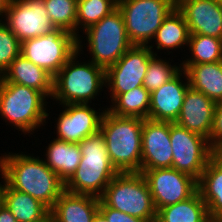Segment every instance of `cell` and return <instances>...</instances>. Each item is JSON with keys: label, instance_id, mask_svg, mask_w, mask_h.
I'll return each instance as SVG.
<instances>
[{"label": "cell", "instance_id": "1", "mask_svg": "<svg viewBox=\"0 0 222 222\" xmlns=\"http://www.w3.org/2000/svg\"><path fill=\"white\" fill-rule=\"evenodd\" d=\"M0 171L9 187L31 195L49 209L65 191L63 180L33 153H1Z\"/></svg>", "mask_w": 222, "mask_h": 222}, {"label": "cell", "instance_id": "2", "mask_svg": "<svg viewBox=\"0 0 222 222\" xmlns=\"http://www.w3.org/2000/svg\"><path fill=\"white\" fill-rule=\"evenodd\" d=\"M80 55L77 50L53 77V94L50 100L59 106L91 104L92 100L99 99L101 91L106 88V70L92 61H81Z\"/></svg>", "mask_w": 222, "mask_h": 222}, {"label": "cell", "instance_id": "3", "mask_svg": "<svg viewBox=\"0 0 222 222\" xmlns=\"http://www.w3.org/2000/svg\"><path fill=\"white\" fill-rule=\"evenodd\" d=\"M47 100L40 91L9 83L0 76V119L24 136L30 137L47 125L46 120L50 116L48 107H51Z\"/></svg>", "mask_w": 222, "mask_h": 222}, {"label": "cell", "instance_id": "4", "mask_svg": "<svg viewBox=\"0 0 222 222\" xmlns=\"http://www.w3.org/2000/svg\"><path fill=\"white\" fill-rule=\"evenodd\" d=\"M143 122V118L117 116L107 109L104 112L100 132L110 162L118 172L141 171Z\"/></svg>", "mask_w": 222, "mask_h": 222}, {"label": "cell", "instance_id": "5", "mask_svg": "<svg viewBox=\"0 0 222 222\" xmlns=\"http://www.w3.org/2000/svg\"><path fill=\"white\" fill-rule=\"evenodd\" d=\"M79 146L81 161L73 175L65 182V190L100 198L107 185L119 172L110 162L100 131L84 138Z\"/></svg>", "mask_w": 222, "mask_h": 222}, {"label": "cell", "instance_id": "6", "mask_svg": "<svg viewBox=\"0 0 222 222\" xmlns=\"http://www.w3.org/2000/svg\"><path fill=\"white\" fill-rule=\"evenodd\" d=\"M82 33L86 36L79 35L78 51L80 54H84L83 49L87 47V52L89 51L88 54L91 55L89 56L91 59L88 60L105 70L115 64L133 46L128 38L123 15L118 7ZM84 38L85 40H83Z\"/></svg>", "mask_w": 222, "mask_h": 222}, {"label": "cell", "instance_id": "7", "mask_svg": "<svg viewBox=\"0 0 222 222\" xmlns=\"http://www.w3.org/2000/svg\"><path fill=\"white\" fill-rule=\"evenodd\" d=\"M100 200L112 209L156 222L157 211L141 172H119L107 185Z\"/></svg>", "mask_w": 222, "mask_h": 222}, {"label": "cell", "instance_id": "8", "mask_svg": "<svg viewBox=\"0 0 222 222\" xmlns=\"http://www.w3.org/2000/svg\"><path fill=\"white\" fill-rule=\"evenodd\" d=\"M129 40L148 46L163 20L176 8V0H118Z\"/></svg>", "mask_w": 222, "mask_h": 222}, {"label": "cell", "instance_id": "9", "mask_svg": "<svg viewBox=\"0 0 222 222\" xmlns=\"http://www.w3.org/2000/svg\"><path fill=\"white\" fill-rule=\"evenodd\" d=\"M78 38L63 29L21 43V54L52 77L78 50Z\"/></svg>", "mask_w": 222, "mask_h": 222}, {"label": "cell", "instance_id": "10", "mask_svg": "<svg viewBox=\"0 0 222 222\" xmlns=\"http://www.w3.org/2000/svg\"><path fill=\"white\" fill-rule=\"evenodd\" d=\"M170 141L173 150L172 168L198 181L206 165L213 158V149L208 139L175 122H170Z\"/></svg>", "mask_w": 222, "mask_h": 222}, {"label": "cell", "instance_id": "11", "mask_svg": "<svg viewBox=\"0 0 222 222\" xmlns=\"http://www.w3.org/2000/svg\"><path fill=\"white\" fill-rule=\"evenodd\" d=\"M154 56L148 46L133 45L106 69V88L111 101L119 94L143 86L149 61Z\"/></svg>", "mask_w": 222, "mask_h": 222}, {"label": "cell", "instance_id": "12", "mask_svg": "<svg viewBox=\"0 0 222 222\" xmlns=\"http://www.w3.org/2000/svg\"><path fill=\"white\" fill-rule=\"evenodd\" d=\"M152 195L156 211L191 197L197 190V180L175 168H158L142 172Z\"/></svg>", "mask_w": 222, "mask_h": 222}, {"label": "cell", "instance_id": "13", "mask_svg": "<svg viewBox=\"0 0 222 222\" xmlns=\"http://www.w3.org/2000/svg\"><path fill=\"white\" fill-rule=\"evenodd\" d=\"M1 20L21 43L56 29L48 16L44 0H12Z\"/></svg>", "mask_w": 222, "mask_h": 222}, {"label": "cell", "instance_id": "14", "mask_svg": "<svg viewBox=\"0 0 222 222\" xmlns=\"http://www.w3.org/2000/svg\"><path fill=\"white\" fill-rule=\"evenodd\" d=\"M94 106V102L61 105L63 109L59 110L58 118L55 117L56 138L70 143H80L84 138L98 133L107 106L102 105L101 109L97 110Z\"/></svg>", "mask_w": 222, "mask_h": 222}, {"label": "cell", "instance_id": "15", "mask_svg": "<svg viewBox=\"0 0 222 222\" xmlns=\"http://www.w3.org/2000/svg\"><path fill=\"white\" fill-rule=\"evenodd\" d=\"M172 151L170 122L144 119L140 172L158 168H171L173 161Z\"/></svg>", "mask_w": 222, "mask_h": 222}, {"label": "cell", "instance_id": "16", "mask_svg": "<svg viewBox=\"0 0 222 222\" xmlns=\"http://www.w3.org/2000/svg\"><path fill=\"white\" fill-rule=\"evenodd\" d=\"M189 87L188 76L185 70L181 69L172 79L150 93L148 119L176 122L181 112L185 93Z\"/></svg>", "mask_w": 222, "mask_h": 222}, {"label": "cell", "instance_id": "17", "mask_svg": "<svg viewBox=\"0 0 222 222\" xmlns=\"http://www.w3.org/2000/svg\"><path fill=\"white\" fill-rule=\"evenodd\" d=\"M190 34L222 39V7L217 0H176Z\"/></svg>", "mask_w": 222, "mask_h": 222}, {"label": "cell", "instance_id": "18", "mask_svg": "<svg viewBox=\"0 0 222 222\" xmlns=\"http://www.w3.org/2000/svg\"><path fill=\"white\" fill-rule=\"evenodd\" d=\"M215 106V101L189 87L175 123L208 139L212 130Z\"/></svg>", "mask_w": 222, "mask_h": 222}, {"label": "cell", "instance_id": "19", "mask_svg": "<svg viewBox=\"0 0 222 222\" xmlns=\"http://www.w3.org/2000/svg\"><path fill=\"white\" fill-rule=\"evenodd\" d=\"M189 37L190 31L188 25L185 22L182 13L175 8L163 20L162 25L156 31V34L148 47L156 56H158V52L161 50H164V54L168 53L167 55H170V53L173 54L172 51H176V49L179 51V48L182 51L185 48L187 50ZM154 47L156 48L155 50L153 49Z\"/></svg>", "mask_w": 222, "mask_h": 222}, {"label": "cell", "instance_id": "20", "mask_svg": "<svg viewBox=\"0 0 222 222\" xmlns=\"http://www.w3.org/2000/svg\"><path fill=\"white\" fill-rule=\"evenodd\" d=\"M100 198L64 191L50 212L56 222H92L99 210Z\"/></svg>", "mask_w": 222, "mask_h": 222}, {"label": "cell", "instance_id": "21", "mask_svg": "<svg viewBox=\"0 0 222 222\" xmlns=\"http://www.w3.org/2000/svg\"><path fill=\"white\" fill-rule=\"evenodd\" d=\"M2 77L9 83H16L40 91L48 100L52 97L53 77L22 54L12 61Z\"/></svg>", "mask_w": 222, "mask_h": 222}, {"label": "cell", "instance_id": "22", "mask_svg": "<svg viewBox=\"0 0 222 222\" xmlns=\"http://www.w3.org/2000/svg\"><path fill=\"white\" fill-rule=\"evenodd\" d=\"M49 142L42 159L65 183L80 164L82 154L79 143L66 142L55 136Z\"/></svg>", "mask_w": 222, "mask_h": 222}, {"label": "cell", "instance_id": "23", "mask_svg": "<svg viewBox=\"0 0 222 222\" xmlns=\"http://www.w3.org/2000/svg\"><path fill=\"white\" fill-rule=\"evenodd\" d=\"M189 85L215 102L222 101V61L203 64H181Z\"/></svg>", "mask_w": 222, "mask_h": 222}, {"label": "cell", "instance_id": "24", "mask_svg": "<svg viewBox=\"0 0 222 222\" xmlns=\"http://www.w3.org/2000/svg\"><path fill=\"white\" fill-rule=\"evenodd\" d=\"M197 186L209 217L212 221H222V166L214 158L206 165Z\"/></svg>", "mask_w": 222, "mask_h": 222}, {"label": "cell", "instance_id": "25", "mask_svg": "<svg viewBox=\"0 0 222 222\" xmlns=\"http://www.w3.org/2000/svg\"><path fill=\"white\" fill-rule=\"evenodd\" d=\"M156 222H212L206 203L197 190L191 197L157 211Z\"/></svg>", "mask_w": 222, "mask_h": 222}, {"label": "cell", "instance_id": "26", "mask_svg": "<svg viewBox=\"0 0 222 222\" xmlns=\"http://www.w3.org/2000/svg\"><path fill=\"white\" fill-rule=\"evenodd\" d=\"M3 204L10 210L17 222H35L45 217L50 209L31 195L6 185Z\"/></svg>", "mask_w": 222, "mask_h": 222}, {"label": "cell", "instance_id": "27", "mask_svg": "<svg viewBox=\"0 0 222 222\" xmlns=\"http://www.w3.org/2000/svg\"><path fill=\"white\" fill-rule=\"evenodd\" d=\"M106 109L117 116L139 117L148 119L150 92L139 86L131 91L117 95Z\"/></svg>", "mask_w": 222, "mask_h": 222}, {"label": "cell", "instance_id": "28", "mask_svg": "<svg viewBox=\"0 0 222 222\" xmlns=\"http://www.w3.org/2000/svg\"><path fill=\"white\" fill-rule=\"evenodd\" d=\"M189 55L180 64H203L222 61V39L201 34H190Z\"/></svg>", "mask_w": 222, "mask_h": 222}, {"label": "cell", "instance_id": "29", "mask_svg": "<svg viewBox=\"0 0 222 222\" xmlns=\"http://www.w3.org/2000/svg\"><path fill=\"white\" fill-rule=\"evenodd\" d=\"M117 2L118 0H77V38L80 32L114 11Z\"/></svg>", "mask_w": 222, "mask_h": 222}, {"label": "cell", "instance_id": "30", "mask_svg": "<svg viewBox=\"0 0 222 222\" xmlns=\"http://www.w3.org/2000/svg\"><path fill=\"white\" fill-rule=\"evenodd\" d=\"M44 5L56 29L77 37V0H44Z\"/></svg>", "mask_w": 222, "mask_h": 222}, {"label": "cell", "instance_id": "31", "mask_svg": "<svg viewBox=\"0 0 222 222\" xmlns=\"http://www.w3.org/2000/svg\"><path fill=\"white\" fill-rule=\"evenodd\" d=\"M169 60L161 55L154 56L148 64L146 75L143 79V86L150 93L160 88L170 79H172L180 70L181 64L179 62L171 64L173 58ZM171 61V62H170Z\"/></svg>", "mask_w": 222, "mask_h": 222}, {"label": "cell", "instance_id": "32", "mask_svg": "<svg viewBox=\"0 0 222 222\" xmlns=\"http://www.w3.org/2000/svg\"><path fill=\"white\" fill-rule=\"evenodd\" d=\"M21 54V42L0 20V76L9 68L12 61Z\"/></svg>", "mask_w": 222, "mask_h": 222}, {"label": "cell", "instance_id": "33", "mask_svg": "<svg viewBox=\"0 0 222 222\" xmlns=\"http://www.w3.org/2000/svg\"><path fill=\"white\" fill-rule=\"evenodd\" d=\"M208 142L213 150L222 148V101L216 102L212 130Z\"/></svg>", "mask_w": 222, "mask_h": 222}, {"label": "cell", "instance_id": "34", "mask_svg": "<svg viewBox=\"0 0 222 222\" xmlns=\"http://www.w3.org/2000/svg\"><path fill=\"white\" fill-rule=\"evenodd\" d=\"M99 211L105 216L108 222H147L141 218L112 209L106 206L101 200L99 203Z\"/></svg>", "mask_w": 222, "mask_h": 222}, {"label": "cell", "instance_id": "35", "mask_svg": "<svg viewBox=\"0 0 222 222\" xmlns=\"http://www.w3.org/2000/svg\"><path fill=\"white\" fill-rule=\"evenodd\" d=\"M0 222H17L16 218L4 204L0 207Z\"/></svg>", "mask_w": 222, "mask_h": 222}, {"label": "cell", "instance_id": "36", "mask_svg": "<svg viewBox=\"0 0 222 222\" xmlns=\"http://www.w3.org/2000/svg\"><path fill=\"white\" fill-rule=\"evenodd\" d=\"M0 207L3 205V202H4V191H5V188H6V185H7V182H6V178L4 176V174L0 171Z\"/></svg>", "mask_w": 222, "mask_h": 222}, {"label": "cell", "instance_id": "37", "mask_svg": "<svg viewBox=\"0 0 222 222\" xmlns=\"http://www.w3.org/2000/svg\"><path fill=\"white\" fill-rule=\"evenodd\" d=\"M12 0H0V20L9 10V6Z\"/></svg>", "mask_w": 222, "mask_h": 222}, {"label": "cell", "instance_id": "38", "mask_svg": "<svg viewBox=\"0 0 222 222\" xmlns=\"http://www.w3.org/2000/svg\"><path fill=\"white\" fill-rule=\"evenodd\" d=\"M213 158L222 166V148L213 150Z\"/></svg>", "mask_w": 222, "mask_h": 222}, {"label": "cell", "instance_id": "39", "mask_svg": "<svg viewBox=\"0 0 222 222\" xmlns=\"http://www.w3.org/2000/svg\"><path fill=\"white\" fill-rule=\"evenodd\" d=\"M92 222H108V220L105 218V216L98 210L94 217Z\"/></svg>", "mask_w": 222, "mask_h": 222}, {"label": "cell", "instance_id": "40", "mask_svg": "<svg viewBox=\"0 0 222 222\" xmlns=\"http://www.w3.org/2000/svg\"><path fill=\"white\" fill-rule=\"evenodd\" d=\"M35 222H56V220L54 216L52 215V213L49 212L45 217Z\"/></svg>", "mask_w": 222, "mask_h": 222}, {"label": "cell", "instance_id": "41", "mask_svg": "<svg viewBox=\"0 0 222 222\" xmlns=\"http://www.w3.org/2000/svg\"><path fill=\"white\" fill-rule=\"evenodd\" d=\"M220 6L222 7V0H217Z\"/></svg>", "mask_w": 222, "mask_h": 222}]
</instances>
